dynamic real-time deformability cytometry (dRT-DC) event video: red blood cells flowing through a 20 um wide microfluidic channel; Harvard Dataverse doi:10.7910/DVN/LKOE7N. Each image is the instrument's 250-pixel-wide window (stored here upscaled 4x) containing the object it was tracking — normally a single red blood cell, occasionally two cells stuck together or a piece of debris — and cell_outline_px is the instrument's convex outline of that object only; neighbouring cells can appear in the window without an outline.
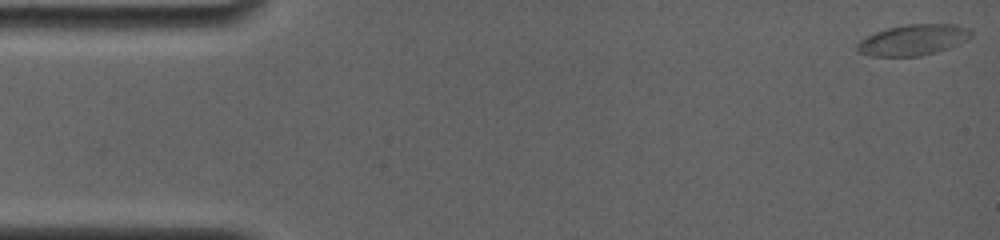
{"species": "common noctule bat (a hibernating species)", "species_latin": "Nyctalus noctula", "temperature_condition": "room temperature", "stored_images_in_passage": 33, "camera_frame_rate_fps": 4000, "um_per_image_px": 0.085, "animal": {"sex": "female", "body_mass_g": 19.0, "forearm_length_mm": 56.7}, "frame": {"image": 1, "passage_image": 1, "time_ms": 0.0, "image_size_px": [1000, 240], "cell_outline_px": [[972, 36], [948, 48], [936, 52], [920, 56], [872, 56], [860, 52], [856, 48], [856, 44], [860, 40], [876, 32], [888, 28], [908, 24], [956, 24], [972, 28]], "centroid_in_image_um": [77.64, 3.38], "position_along_channel_um": 7.4, "area_um2": 20.35}}
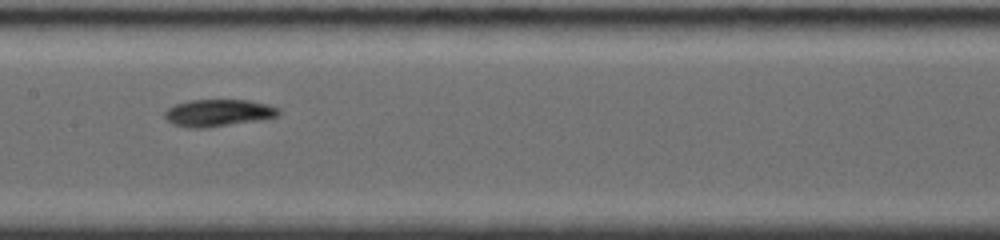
{"frame": {"image": 2, "passage_image": 15, "time_ms": 8.0, "image_size_px": [1000, 240], "cell_outline_px": [[280, 112], [276, 116], [256, 120], [200, 128], [192, 128], [172, 124], [164, 116], [164, 112], [168, 108], [176, 104], [192, 100], [248, 100], [268, 104], [280, 108]], "centroid_in_image_um": [18.53, 9.58], "position_along_channel_um": 188.9, "area_um2": 17.57}}
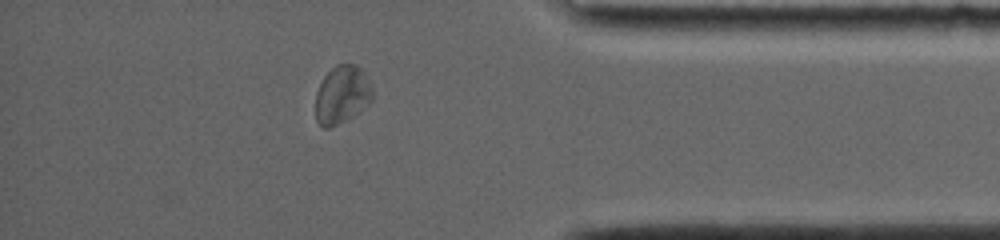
{"frame": {"image": 3, "passage_image": 28, "time_ms": 14.0, "image_size_px": [1000, 240], "cell_outline_px": [[372, 100], [368, 104], [344, 120], [328, 128], [324, 128], [316, 120], [316, 92], [324, 76], [336, 64], [356, 64], [364, 72], [372, 88]], "centroid_in_image_um": [29.06, 8.02], "position_along_channel_um": 406.1, "area_um2": 18.84}, "authors_computed_cell_mechanics": {"area_um2": 18.0914, "velocity_mm_per_s": 3.8155, "shape_relaxation_time_tau1_ms": 6.4704, "shape_relaxation_time_tau2_ms": 5.3649, "deformation_change_tau1": 0.1524, "deformation_change_tau2": 0.1176}}